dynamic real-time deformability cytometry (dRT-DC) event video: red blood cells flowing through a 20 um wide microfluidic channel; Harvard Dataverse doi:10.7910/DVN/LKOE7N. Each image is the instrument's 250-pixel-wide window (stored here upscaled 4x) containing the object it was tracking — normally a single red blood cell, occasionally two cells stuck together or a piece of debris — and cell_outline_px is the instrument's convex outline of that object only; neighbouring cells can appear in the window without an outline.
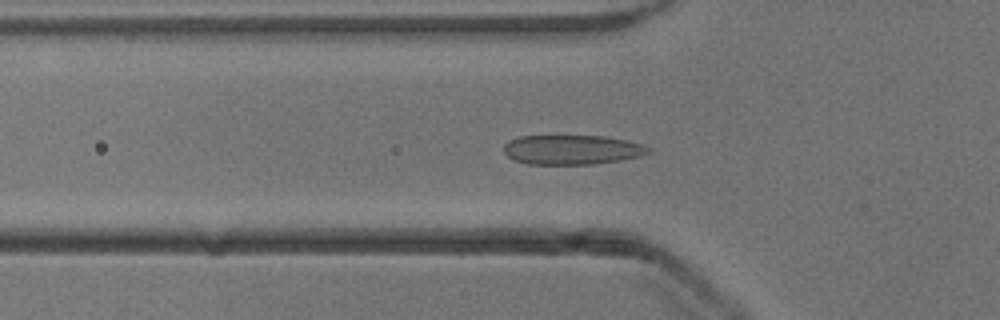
{"species": "common noctule bat (a hibernating species)", "species_latin": "Nyctalus noctula", "temperature_condition": "cold", "stored_images_in_passage": 42, "camera_frame_rate_fps": 3000, "um_per_image_px": 0.085, "animal": {"sex": "male", "body_mass_g": 13.3}, "frame": {"image": 1, "passage_image": 10, "time_ms": 3.0, "image_size_px": [1000, 320], "cell_outline_px": [[652, 152], [640, 156], [620, 160], [592, 164], [528, 164], [516, 160], [508, 156], [504, 152], [504, 144], [508, 140], [520, 136], [604, 136], [628, 140], [640, 144], [648, 148]], "centroid_in_image_um": [48.61, 12.72], "position_along_channel_um": 77.2, "area_um2": 24.8}}
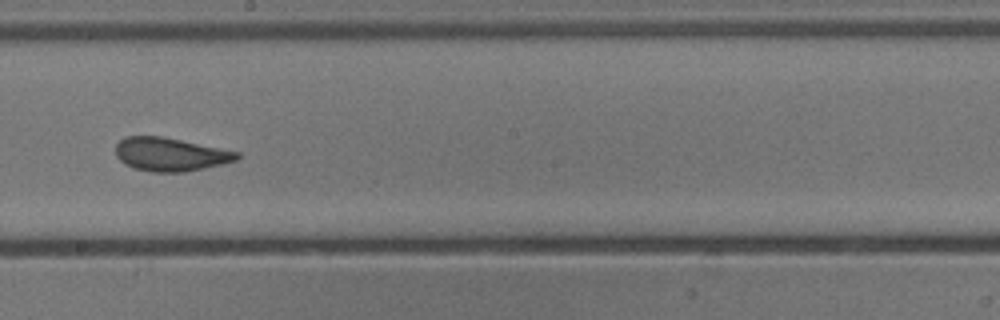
{"frame": {"image": 2, "passage_image": 22, "time_ms": 7.0, "image_size_px": [1000, 320], "cell_outline_px": [[240, 156], [236, 160], [204, 168], [184, 172], [152, 172], [136, 168], [124, 164], [116, 156], [116, 144], [124, 136], [164, 136], [240, 152]], "centroid_in_image_um": [14.46, 13.11], "position_along_channel_um": 233.7, "area_um2": 23.64}}
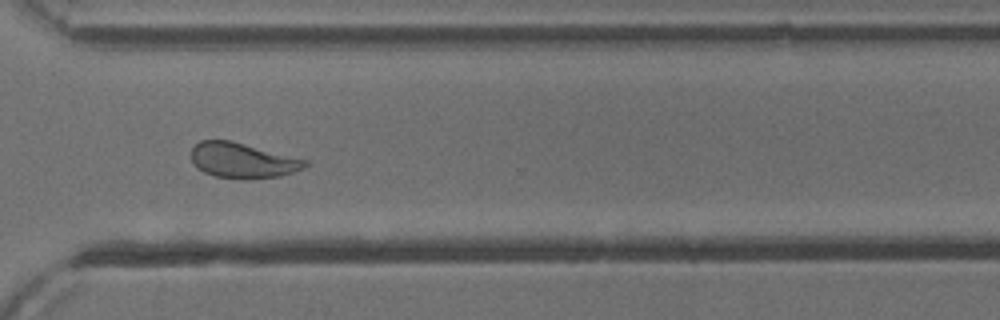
{"frame": {"image": 3, "passage_image": 31, "time_ms": 10.0, "image_size_px": [1000, 320], "cell_outline_px": [[308, 164], [304, 168], [280, 176], [248, 180], [240, 180], [216, 176], [204, 172], [196, 168], [192, 160], [192, 148], [200, 140], [232, 140], [308, 160]], "centroid_in_image_um": [20.62, 13.64], "position_along_channel_um": 350.0, "area_um2": 23.64}, "authors_computed_cell_mechanics": {"area_um2": 23.4957, "velocity_mm_per_s": 3.8843, "shape_relaxation_time_tau1_ms": 8.9517, "shape_relaxation_time_tau2_ms": 1.0935, "deformation_change_tau1": 0.2177, "deformation_change_tau2": 0.0657}}